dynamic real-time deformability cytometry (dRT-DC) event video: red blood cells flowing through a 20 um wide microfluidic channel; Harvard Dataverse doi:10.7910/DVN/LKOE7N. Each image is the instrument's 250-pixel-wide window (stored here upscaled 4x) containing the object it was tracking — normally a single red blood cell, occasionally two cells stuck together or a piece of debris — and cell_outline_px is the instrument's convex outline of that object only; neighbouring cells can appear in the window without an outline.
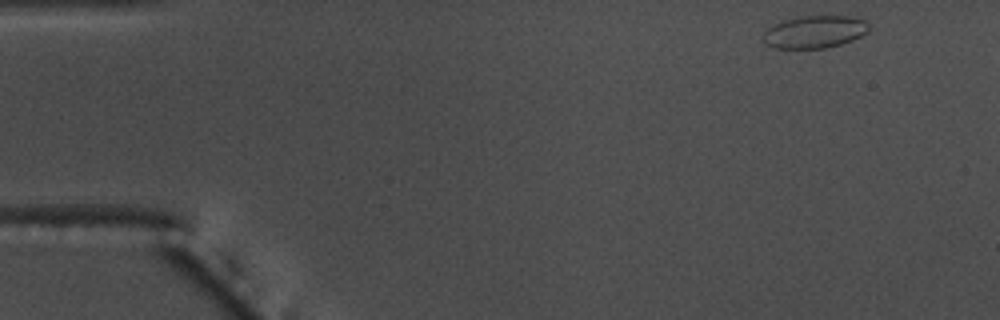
{"species": "common noctule bat (a hibernating species)", "species_latin": "Nyctalus noctula", "temperature_condition": "warm", "stored_images_in_passage": 13, "camera_frame_rate_fps": 3000, "um_per_image_px": 0.085, "animal": {"sex": "male", "body_mass_g": 17.5, "forearm_length_mm": 52.3}, "frame": {"image": 1, "passage_image": 1, "time_ms": 0.0, "image_size_px": [1000, 320], "cell_outline_px": [[868, 32], [852, 40], [840, 44], [824, 48], [772, 48], [764, 44], [760, 40], [764, 32], [768, 28], [784, 20], [804, 16], [852, 16], [864, 20], [868, 24]], "centroid_in_image_um": [69.2, 2.72], "position_along_channel_um": 15.8, "area_um2": 20.0}}